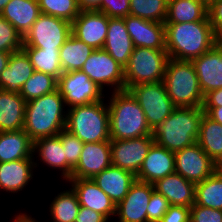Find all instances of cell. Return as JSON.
I'll return each instance as SVG.
<instances>
[{
    "mask_svg": "<svg viewBox=\"0 0 222 222\" xmlns=\"http://www.w3.org/2000/svg\"><path fill=\"white\" fill-rule=\"evenodd\" d=\"M204 114L202 107H176L152 130L154 142L174 153L194 144Z\"/></svg>",
    "mask_w": 222,
    "mask_h": 222,
    "instance_id": "277c9868",
    "label": "cell"
},
{
    "mask_svg": "<svg viewBox=\"0 0 222 222\" xmlns=\"http://www.w3.org/2000/svg\"><path fill=\"white\" fill-rule=\"evenodd\" d=\"M134 47L166 50L165 24L132 15L124 17Z\"/></svg>",
    "mask_w": 222,
    "mask_h": 222,
    "instance_id": "44dd1931",
    "label": "cell"
},
{
    "mask_svg": "<svg viewBox=\"0 0 222 222\" xmlns=\"http://www.w3.org/2000/svg\"><path fill=\"white\" fill-rule=\"evenodd\" d=\"M18 210H16V213L14 212V216H11L10 218V222H43L40 219L38 220L37 217L34 215V212L30 214V211L28 213V211L25 209L22 211L21 209L19 210V212H17ZM16 214V215H15ZM34 215V216H32Z\"/></svg>",
    "mask_w": 222,
    "mask_h": 222,
    "instance_id": "c3c4849f",
    "label": "cell"
},
{
    "mask_svg": "<svg viewBox=\"0 0 222 222\" xmlns=\"http://www.w3.org/2000/svg\"><path fill=\"white\" fill-rule=\"evenodd\" d=\"M195 204L222 210V174L215 171L195 185Z\"/></svg>",
    "mask_w": 222,
    "mask_h": 222,
    "instance_id": "e575fe53",
    "label": "cell"
},
{
    "mask_svg": "<svg viewBox=\"0 0 222 222\" xmlns=\"http://www.w3.org/2000/svg\"><path fill=\"white\" fill-rule=\"evenodd\" d=\"M191 62L204 96L210 91L222 88V41Z\"/></svg>",
    "mask_w": 222,
    "mask_h": 222,
    "instance_id": "ffe728a7",
    "label": "cell"
},
{
    "mask_svg": "<svg viewBox=\"0 0 222 222\" xmlns=\"http://www.w3.org/2000/svg\"><path fill=\"white\" fill-rule=\"evenodd\" d=\"M65 183H62L64 188L55 193V196L50 199V203H47L48 209L46 210L49 213L47 217L49 219L47 221L45 217L43 222H75L80 209L79 200L72 187Z\"/></svg>",
    "mask_w": 222,
    "mask_h": 222,
    "instance_id": "f1b7e54d",
    "label": "cell"
},
{
    "mask_svg": "<svg viewBox=\"0 0 222 222\" xmlns=\"http://www.w3.org/2000/svg\"><path fill=\"white\" fill-rule=\"evenodd\" d=\"M58 136L60 137L62 147L64 148L67 159V181L72 176V171L79 162V157L84 143L75 135L69 133L66 129L62 130Z\"/></svg>",
    "mask_w": 222,
    "mask_h": 222,
    "instance_id": "f35d334b",
    "label": "cell"
},
{
    "mask_svg": "<svg viewBox=\"0 0 222 222\" xmlns=\"http://www.w3.org/2000/svg\"><path fill=\"white\" fill-rule=\"evenodd\" d=\"M202 3H204L207 7H209L213 2L216 0H200Z\"/></svg>",
    "mask_w": 222,
    "mask_h": 222,
    "instance_id": "11a10c76",
    "label": "cell"
},
{
    "mask_svg": "<svg viewBox=\"0 0 222 222\" xmlns=\"http://www.w3.org/2000/svg\"><path fill=\"white\" fill-rule=\"evenodd\" d=\"M81 71L106 94L125 90L124 67L104 49H95L82 66Z\"/></svg>",
    "mask_w": 222,
    "mask_h": 222,
    "instance_id": "9c48e42d",
    "label": "cell"
},
{
    "mask_svg": "<svg viewBox=\"0 0 222 222\" xmlns=\"http://www.w3.org/2000/svg\"><path fill=\"white\" fill-rule=\"evenodd\" d=\"M205 114L212 120L222 124V106L221 107H202Z\"/></svg>",
    "mask_w": 222,
    "mask_h": 222,
    "instance_id": "f907efd6",
    "label": "cell"
},
{
    "mask_svg": "<svg viewBox=\"0 0 222 222\" xmlns=\"http://www.w3.org/2000/svg\"><path fill=\"white\" fill-rule=\"evenodd\" d=\"M76 192L80 206L103 214L110 222L116 214V204L105 194L93 179L70 178L67 182Z\"/></svg>",
    "mask_w": 222,
    "mask_h": 222,
    "instance_id": "d6986e66",
    "label": "cell"
},
{
    "mask_svg": "<svg viewBox=\"0 0 222 222\" xmlns=\"http://www.w3.org/2000/svg\"><path fill=\"white\" fill-rule=\"evenodd\" d=\"M33 158L36 171L40 170L41 173V168L47 166L48 172L55 170L57 174H54L59 177L61 183L67 182V159L58 135L35 140Z\"/></svg>",
    "mask_w": 222,
    "mask_h": 222,
    "instance_id": "2e32d148",
    "label": "cell"
},
{
    "mask_svg": "<svg viewBox=\"0 0 222 222\" xmlns=\"http://www.w3.org/2000/svg\"><path fill=\"white\" fill-rule=\"evenodd\" d=\"M111 165L110 141L84 143L71 178L92 179Z\"/></svg>",
    "mask_w": 222,
    "mask_h": 222,
    "instance_id": "ac0fdd59",
    "label": "cell"
},
{
    "mask_svg": "<svg viewBox=\"0 0 222 222\" xmlns=\"http://www.w3.org/2000/svg\"><path fill=\"white\" fill-rule=\"evenodd\" d=\"M195 183L186 180L177 172L153 183L154 190L162 194L171 205L191 208L195 203Z\"/></svg>",
    "mask_w": 222,
    "mask_h": 222,
    "instance_id": "603a6c76",
    "label": "cell"
},
{
    "mask_svg": "<svg viewBox=\"0 0 222 222\" xmlns=\"http://www.w3.org/2000/svg\"><path fill=\"white\" fill-rule=\"evenodd\" d=\"M197 143L217 164L222 158V124L204 114Z\"/></svg>",
    "mask_w": 222,
    "mask_h": 222,
    "instance_id": "1f68e13d",
    "label": "cell"
},
{
    "mask_svg": "<svg viewBox=\"0 0 222 222\" xmlns=\"http://www.w3.org/2000/svg\"><path fill=\"white\" fill-rule=\"evenodd\" d=\"M34 67L23 50L11 54L0 75V89L20 94L24 83L33 75Z\"/></svg>",
    "mask_w": 222,
    "mask_h": 222,
    "instance_id": "484cf974",
    "label": "cell"
},
{
    "mask_svg": "<svg viewBox=\"0 0 222 222\" xmlns=\"http://www.w3.org/2000/svg\"><path fill=\"white\" fill-rule=\"evenodd\" d=\"M208 17L216 38L222 41V0H216L208 7Z\"/></svg>",
    "mask_w": 222,
    "mask_h": 222,
    "instance_id": "ee69618b",
    "label": "cell"
},
{
    "mask_svg": "<svg viewBox=\"0 0 222 222\" xmlns=\"http://www.w3.org/2000/svg\"><path fill=\"white\" fill-rule=\"evenodd\" d=\"M216 171L222 174V158L216 164Z\"/></svg>",
    "mask_w": 222,
    "mask_h": 222,
    "instance_id": "db71d44e",
    "label": "cell"
},
{
    "mask_svg": "<svg viewBox=\"0 0 222 222\" xmlns=\"http://www.w3.org/2000/svg\"><path fill=\"white\" fill-rule=\"evenodd\" d=\"M22 50L29 57L35 71L50 74L57 79L63 74L60 63V49L22 46Z\"/></svg>",
    "mask_w": 222,
    "mask_h": 222,
    "instance_id": "836d02e7",
    "label": "cell"
},
{
    "mask_svg": "<svg viewBox=\"0 0 222 222\" xmlns=\"http://www.w3.org/2000/svg\"><path fill=\"white\" fill-rule=\"evenodd\" d=\"M25 106L20 94L0 89V132L24 129Z\"/></svg>",
    "mask_w": 222,
    "mask_h": 222,
    "instance_id": "83f0119b",
    "label": "cell"
},
{
    "mask_svg": "<svg viewBox=\"0 0 222 222\" xmlns=\"http://www.w3.org/2000/svg\"><path fill=\"white\" fill-rule=\"evenodd\" d=\"M168 60L166 50L135 47L124 67L125 90L134 85L163 81Z\"/></svg>",
    "mask_w": 222,
    "mask_h": 222,
    "instance_id": "52a82bcc",
    "label": "cell"
},
{
    "mask_svg": "<svg viewBox=\"0 0 222 222\" xmlns=\"http://www.w3.org/2000/svg\"><path fill=\"white\" fill-rule=\"evenodd\" d=\"M11 52H1L0 51V75L2 71L7 67Z\"/></svg>",
    "mask_w": 222,
    "mask_h": 222,
    "instance_id": "816d5d0a",
    "label": "cell"
},
{
    "mask_svg": "<svg viewBox=\"0 0 222 222\" xmlns=\"http://www.w3.org/2000/svg\"><path fill=\"white\" fill-rule=\"evenodd\" d=\"M97 11L109 18H124L130 15V0H102Z\"/></svg>",
    "mask_w": 222,
    "mask_h": 222,
    "instance_id": "b9f144b4",
    "label": "cell"
},
{
    "mask_svg": "<svg viewBox=\"0 0 222 222\" xmlns=\"http://www.w3.org/2000/svg\"><path fill=\"white\" fill-rule=\"evenodd\" d=\"M34 141L24 130L0 132V163L33 158Z\"/></svg>",
    "mask_w": 222,
    "mask_h": 222,
    "instance_id": "f546056e",
    "label": "cell"
},
{
    "mask_svg": "<svg viewBox=\"0 0 222 222\" xmlns=\"http://www.w3.org/2000/svg\"><path fill=\"white\" fill-rule=\"evenodd\" d=\"M58 79L50 74L34 71L24 83L20 95L26 102L57 90Z\"/></svg>",
    "mask_w": 222,
    "mask_h": 222,
    "instance_id": "d590c367",
    "label": "cell"
},
{
    "mask_svg": "<svg viewBox=\"0 0 222 222\" xmlns=\"http://www.w3.org/2000/svg\"><path fill=\"white\" fill-rule=\"evenodd\" d=\"M67 108L59 90L26 102L24 131L35 141L57 136L66 126Z\"/></svg>",
    "mask_w": 222,
    "mask_h": 222,
    "instance_id": "7a4b0ae2",
    "label": "cell"
},
{
    "mask_svg": "<svg viewBox=\"0 0 222 222\" xmlns=\"http://www.w3.org/2000/svg\"><path fill=\"white\" fill-rule=\"evenodd\" d=\"M165 36L169 58L181 61H192L219 42L208 16L202 21L165 24Z\"/></svg>",
    "mask_w": 222,
    "mask_h": 222,
    "instance_id": "6da1fadb",
    "label": "cell"
},
{
    "mask_svg": "<svg viewBox=\"0 0 222 222\" xmlns=\"http://www.w3.org/2000/svg\"><path fill=\"white\" fill-rule=\"evenodd\" d=\"M71 34L69 21L41 13L23 37V46L60 49Z\"/></svg>",
    "mask_w": 222,
    "mask_h": 222,
    "instance_id": "30bf717a",
    "label": "cell"
},
{
    "mask_svg": "<svg viewBox=\"0 0 222 222\" xmlns=\"http://www.w3.org/2000/svg\"><path fill=\"white\" fill-rule=\"evenodd\" d=\"M22 46L21 34L0 15V51L14 53L22 50Z\"/></svg>",
    "mask_w": 222,
    "mask_h": 222,
    "instance_id": "ab89813d",
    "label": "cell"
},
{
    "mask_svg": "<svg viewBox=\"0 0 222 222\" xmlns=\"http://www.w3.org/2000/svg\"><path fill=\"white\" fill-rule=\"evenodd\" d=\"M190 222H222V210L194 203L190 208Z\"/></svg>",
    "mask_w": 222,
    "mask_h": 222,
    "instance_id": "7bdbcfd3",
    "label": "cell"
},
{
    "mask_svg": "<svg viewBox=\"0 0 222 222\" xmlns=\"http://www.w3.org/2000/svg\"><path fill=\"white\" fill-rule=\"evenodd\" d=\"M175 172L193 183L202 182L216 171V163L195 142L174 153Z\"/></svg>",
    "mask_w": 222,
    "mask_h": 222,
    "instance_id": "7c38bea8",
    "label": "cell"
},
{
    "mask_svg": "<svg viewBox=\"0 0 222 222\" xmlns=\"http://www.w3.org/2000/svg\"><path fill=\"white\" fill-rule=\"evenodd\" d=\"M102 0H77L80 11H95L100 8Z\"/></svg>",
    "mask_w": 222,
    "mask_h": 222,
    "instance_id": "681fc988",
    "label": "cell"
},
{
    "mask_svg": "<svg viewBox=\"0 0 222 222\" xmlns=\"http://www.w3.org/2000/svg\"><path fill=\"white\" fill-rule=\"evenodd\" d=\"M109 110L110 139L123 140L152 136L145 114L128 90L106 94Z\"/></svg>",
    "mask_w": 222,
    "mask_h": 222,
    "instance_id": "3957f363",
    "label": "cell"
},
{
    "mask_svg": "<svg viewBox=\"0 0 222 222\" xmlns=\"http://www.w3.org/2000/svg\"><path fill=\"white\" fill-rule=\"evenodd\" d=\"M222 106V88L210 91L204 96L202 107H221Z\"/></svg>",
    "mask_w": 222,
    "mask_h": 222,
    "instance_id": "7dc6e473",
    "label": "cell"
},
{
    "mask_svg": "<svg viewBox=\"0 0 222 222\" xmlns=\"http://www.w3.org/2000/svg\"><path fill=\"white\" fill-rule=\"evenodd\" d=\"M163 83L176 107H202L204 95L191 61L169 58Z\"/></svg>",
    "mask_w": 222,
    "mask_h": 222,
    "instance_id": "8992f818",
    "label": "cell"
},
{
    "mask_svg": "<svg viewBox=\"0 0 222 222\" xmlns=\"http://www.w3.org/2000/svg\"><path fill=\"white\" fill-rule=\"evenodd\" d=\"M11 0H0V14L3 11L4 7L10 2Z\"/></svg>",
    "mask_w": 222,
    "mask_h": 222,
    "instance_id": "f5cc1de1",
    "label": "cell"
},
{
    "mask_svg": "<svg viewBox=\"0 0 222 222\" xmlns=\"http://www.w3.org/2000/svg\"><path fill=\"white\" fill-rule=\"evenodd\" d=\"M128 91L141 106L151 130L160 125L176 108L163 81L134 85Z\"/></svg>",
    "mask_w": 222,
    "mask_h": 222,
    "instance_id": "ba28073f",
    "label": "cell"
},
{
    "mask_svg": "<svg viewBox=\"0 0 222 222\" xmlns=\"http://www.w3.org/2000/svg\"><path fill=\"white\" fill-rule=\"evenodd\" d=\"M92 179L117 205L128 194L131 185L136 181V175L111 165Z\"/></svg>",
    "mask_w": 222,
    "mask_h": 222,
    "instance_id": "d4e9b609",
    "label": "cell"
},
{
    "mask_svg": "<svg viewBox=\"0 0 222 222\" xmlns=\"http://www.w3.org/2000/svg\"><path fill=\"white\" fill-rule=\"evenodd\" d=\"M57 89L63 96L67 109L106 98V93L81 70L63 73L58 78Z\"/></svg>",
    "mask_w": 222,
    "mask_h": 222,
    "instance_id": "8fae6325",
    "label": "cell"
},
{
    "mask_svg": "<svg viewBox=\"0 0 222 222\" xmlns=\"http://www.w3.org/2000/svg\"><path fill=\"white\" fill-rule=\"evenodd\" d=\"M65 129L83 143L110 141L109 110L106 98L67 109Z\"/></svg>",
    "mask_w": 222,
    "mask_h": 222,
    "instance_id": "5b68a950",
    "label": "cell"
},
{
    "mask_svg": "<svg viewBox=\"0 0 222 222\" xmlns=\"http://www.w3.org/2000/svg\"><path fill=\"white\" fill-rule=\"evenodd\" d=\"M170 206V202L154 190L146 209L148 222H160Z\"/></svg>",
    "mask_w": 222,
    "mask_h": 222,
    "instance_id": "60d3db41",
    "label": "cell"
},
{
    "mask_svg": "<svg viewBox=\"0 0 222 222\" xmlns=\"http://www.w3.org/2000/svg\"><path fill=\"white\" fill-rule=\"evenodd\" d=\"M40 14L38 0H11L0 15L24 37Z\"/></svg>",
    "mask_w": 222,
    "mask_h": 222,
    "instance_id": "4316f807",
    "label": "cell"
},
{
    "mask_svg": "<svg viewBox=\"0 0 222 222\" xmlns=\"http://www.w3.org/2000/svg\"><path fill=\"white\" fill-rule=\"evenodd\" d=\"M37 172L34 159H22L0 163V194L10 197L24 193L28 186L33 184ZM33 181V182H32ZM30 184V185H29ZM2 191V192H1ZM23 191V192H22ZM13 194V195H12Z\"/></svg>",
    "mask_w": 222,
    "mask_h": 222,
    "instance_id": "9a60e30c",
    "label": "cell"
},
{
    "mask_svg": "<svg viewBox=\"0 0 222 222\" xmlns=\"http://www.w3.org/2000/svg\"><path fill=\"white\" fill-rule=\"evenodd\" d=\"M190 208L185 206L171 205L162 216L160 222H189Z\"/></svg>",
    "mask_w": 222,
    "mask_h": 222,
    "instance_id": "f6af8a7d",
    "label": "cell"
},
{
    "mask_svg": "<svg viewBox=\"0 0 222 222\" xmlns=\"http://www.w3.org/2000/svg\"><path fill=\"white\" fill-rule=\"evenodd\" d=\"M168 0H130V15L164 23Z\"/></svg>",
    "mask_w": 222,
    "mask_h": 222,
    "instance_id": "8d00e7d4",
    "label": "cell"
},
{
    "mask_svg": "<svg viewBox=\"0 0 222 222\" xmlns=\"http://www.w3.org/2000/svg\"><path fill=\"white\" fill-rule=\"evenodd\" d=\"M40 12L72 23L79 15L77 0H38Z\"/></svg>",
    "mask_w": 222,
    "mask_h": 222,
    "instance_id": "74e56055",
    "label": "cell"
},
{
    "mask_svg": "<svg viewBox=\"0 0 222 222\" xmlns=\"http://www.w3.org/2000/svg\"><path fill=\"white\" fill-rule=\"evenodd\" d=\"M154 143L153 136L123 140L111 139L112 165L137 175Z\"/></svg>",
    "mask_w": 222,
    "mask_h": 222,
    "instance_id": "4fadbf2b",
    "label": "cell"
},
{
    "mask_svg": "<svg viewBox=\"0 0 222 222\" xmlns=\"http://www.w3.org/2000/svg\"><path fill=\"white\" fill-rule=\"evenodd\" d=\"M124 18H109L108 31L103 49L122 67H125L134 50Z\"/></svg>",
    "mask_w": 222,
    "mask_h": 222,
    "instance_id": "cb8c5ba5",
    "label": "cell"
},
{
    "mask_svg": "<svg viewBox=\"0 0 222 222\" xmlns=\"http://www.w3.org/2000/svg\"><path fill=\"white\" fill-rule=\"evenodd\" d=\"M153 191V184L136 179L128 194L116 205L112 222H148L146 209Z\"/></svg>",
    "mask_w": 222,
    "mask_h": 222,
    "instance_id": "5bb4252c",
    "label": "cell"
},
{
    "mask_svg": "<svg viewBox=\"0 0 222 222\" xmlns=\"http://www.w3.org/2000/svg\"><path fill=\"white\" fill-rule=\"evenodd\" d=\"M109 25V17L95 11H80L71 23V33L93 49H103Z\"/></svg>",
    "mask_w": 222,
    "mask_h": 222,
    "instance_id": "e0dca14e",
    "label": "cell"
},
{
    "mask_svg": "<svg viewBox=\"0 0 222 222\" xmlns=\"http://www.w3.org/2000/svg\"><path fill=\"white\" fill-rule=\"evenodd\" d=\"M208 16V7L200 0H168L164 24L202 21Z\"/></svg>",
    "mask_w": 222,
    "mask_h": 222,
    "instance_id": "4dcf8cb0",
    "label": "cell"
},
{
    "mask_svg": "<svg viewBox=\"0 0 222 222\" xmlns=\"http://www.w3.org/2000/svg\"><path fill=\"white\" fill-rule=\"evenodd\" d=\"M75 222H110L103 214L80 206Z\"/></svg>",
    "mask_w": 222,
    "mask_h": 222,
    "instance_id": "bcb514c9",
    "label": "cell"
},
{
    "mask_svg": "<svg viewBox=\"0 0 222 222\" xmlns=\"http://www.w3.org/2000/svg\"><path fill=\"white\" fill-rule=\"evenodd\" d=\"M174 172V152L154 143L143 160L136 179L153 184Z\"/></svg>",
    "mask_w": 222,
    "mask_h": 222,
    "instance_id": "7402d4cb",
    "label": "cell"
},
{
    "mask_svg": "<svg viewBox=\"0 0 222 222\" xmlns=\"http://www.w3.org/2000/svg\"><path fill=\"white\" fill-rule=\"evenodd\" d=\"M94 50L71 34L60 48V63L63 73L81 70Z\"/></svg>",
    "mask_w": 222,
    "mask_h": 222,
    "instance_id": "d6a6232c",
    "label": "cell"
}]
</instances>
